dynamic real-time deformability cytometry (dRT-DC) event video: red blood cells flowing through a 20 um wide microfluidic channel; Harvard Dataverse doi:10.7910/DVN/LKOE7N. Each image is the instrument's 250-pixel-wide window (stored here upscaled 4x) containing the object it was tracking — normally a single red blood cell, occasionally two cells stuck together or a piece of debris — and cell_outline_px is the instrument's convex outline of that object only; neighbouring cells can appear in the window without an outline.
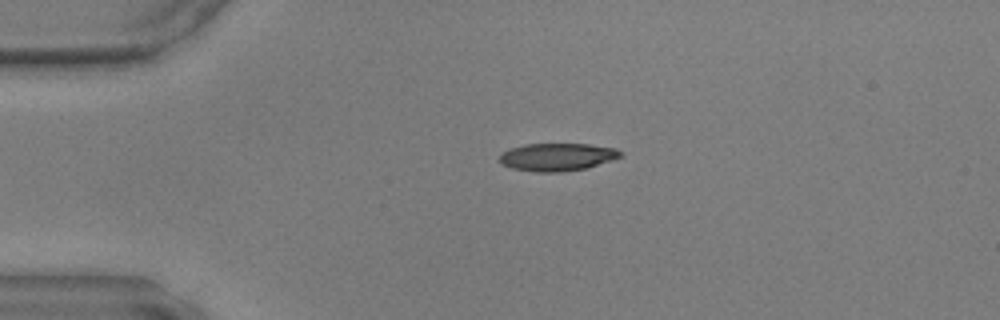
{"species": "common noctule bat (a hibernating species)", "species_latin": "Nyctalus noctula", "temperature_condition": "warm", "stored_images_in_passage": 38, "camera_frame_rate_fps": 3000, "um_per_image_px": 0.085, "animal": {"sex": "male", "body_mass_g": 17.9, "forearm_length_mm": 54.2}, "frame": {"image": 1, "passage_image": 1, "time_ms": 0.0, "image_size_px": [1000, 320], "cell_outline_px": [[624, 156], [588, 168], [560, 172], [536, 172], [512, 168], [500, 164], [500, 156], [508, 148], [524, 144], [588, 144], [616, 148], [624, 152]], "centroid_in_image_um": [47.4, 13.34], "position_along_channel_um": 37.6, "area_um2": 19.77}}
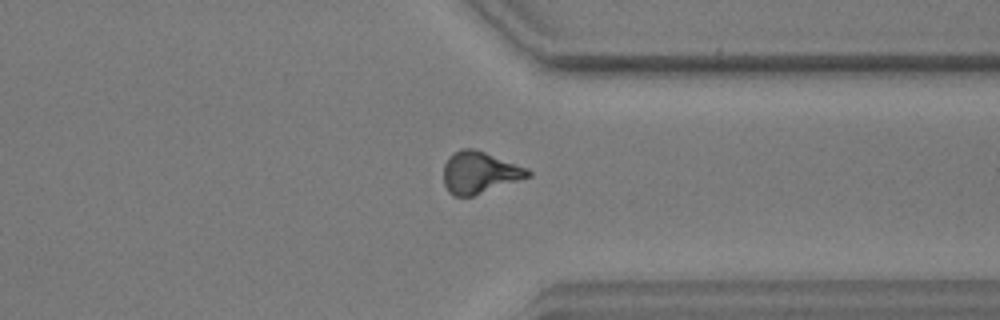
{"frame": {"image": 2, "passage_image": 27, "time_ms": 8.667, "image_size_px": [1000, 320], "cell_outline_px": [[532, 176], [472, 196], [452, 196], [448, 192], [444, 184], [444, 164], [448, 156], [452, 152], [460, 148], [472, 148], [484, 152], [528, 168], [532, 172]], "centroid_in_image_um": [40.74, 14.66], "position_along_channel_um": 370.7, "area_um2": 20.63}}
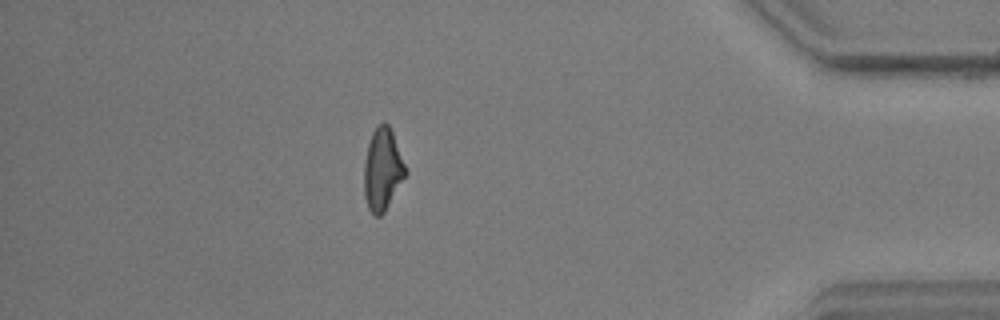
{"frame": {"image": 3, "passage_image": 32, "time_ms": 10.333, "image_size_px": [1000, 320], "cell_outline_px": [[408, 172], [384, 212], [380, 216], [372, 216], [368, 208], [364, 196], [364, 164], [368, 144], [372, 132], [384, 120], [388, 124], [392, 132]], "centroid_in_image_um": [32.51, 14.43], "position_along_channel_um": 402.7, "area_um2": 19.77}}